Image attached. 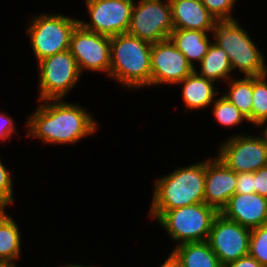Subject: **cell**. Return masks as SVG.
<instances>
[{"mask_svg": "<svg viewBox=\"0 0 267 267\" xmlns=\"http://www.w3.org/2000/svg\"><path fill=\"white\" fill-rule=\"evenodd\" d=\"M63 99L43 100L28 118L27 137L39 138L44 144H73L97 130L90 111Z\"/></svg>", "mask_w": 267, "mask_h": 267, "instance_id": "1", "label": "cell"}, {"mask_svg": "<svg viewBox=\"0 0 267 267\" xmlns=\"http://www.w3.org/2000/svg\"><path fill=\"white\" fill-rule=\"evenodd\" d=\"M151 46L128 33L111 37L109 77L128 89L152 86Z\"/></svg>", "mask_w": 267, "mask_h": 267, "instance_id": "2", "label": "cell"}, {"mask_svg": "<svg viewBox=\"0 0 267 267\" xmlns=\"http://www.w3.org/2000/svg\"><path fill=\"white\" fill-rule=\"evenodd\" d=\"M168 174L155 181L150 212H166L204 202V160Z\"/></svg>", "mask_w": 267, "mask_h": 267, "instance_id": "3", "label": "cell"}, {"mask_svg": "<svg viewBox=\"0 0 267 267\" xmlns=\"http://www.w3.org/2000/svg\"><path fill=\"white\" fill-rule=\"evenodd\" d=\"M212 32L213 42L228 54L232 70L238 69L245 77L267 74L263 55L237 19L217 21Z\"/></svg>", "mask_w": 267, "mask_h": 267, "instance_id": "4", "label": "cell"}, {"mask_svg": "<svg viewBox=\"0 0 267 267\" xmlns=\"http://www.w3.org/2000/svg\"><path fill=\"white\" fill-rule=\"evenodd\" d=\"M219 212L202 202L166 212H149L151 218L168 232L177 246L207 241L215 217ZM179 243V244H178Z\"/></svg>", "mask_w": 267, "mask_h": 267, "instance_id": "5", "label": "cell"}, {"mask_svg": "<svg viewBox=\"0 0 267 267\" xmlns=\"http://www.w3.org/2000/svg\"><path fill=\"white\" fill-rule=\"evenodd\" d=\"M78 24L79 19H71L59 13H42L32 18L26 31L37 62L69 50L71 35Z\"/></svg>", "mask_w": 267, "mask_h": 267, "instance_id": "6", "label": "cell"}, {"mask_svg": "<svg viewBox=\"0 0 267 267\" xmlns=\"http://www.w3.org/2000/svg\"><path fill=\"white\" fill-rule=\"evenodd\" d=\"M39 101L63 99L74 88L80 71L70 50H65L38 61Z\"/></svg>", "mask_w": 267, "mask_h": 267, "instance_id": "7", "label": "cell"}, {"mask_svg": "<svg viewBox=\"0 0 267 267\" xmlns=\"http://www.w3.org/2000/svg\"><path fill=\"white\" fill-rule=\"evenodd\" d=\"M173 30L169 0H139L138 4L134 3L128 34L153 44L169 38Z\"/></svg>", "mask_w": 267, "mask_h": 267, "instance_id": "8", "label": "cell"}, {"mask_svg": "<svg viewBox=\"0 0 267 267\" xmlns=\"http://www.w3.org/2000/svg\"><path fill=\"white\" fill-rule=\"evenodd\" d=\"M220 145L217 157L236 173L255 172L267 165V143L263 136L242 133Z\"/></svg>", "mask_w": 267, "mask_h": 267, "instance_id": "9", "label": "cell"}, {"mask_svg": "<svg viewBox=\"0 0 267 267\" xmlns=\"http://www.w3.org/2000/svg\"><path fill=\"white\" fill-rule=\"evenodd\" d=\"M80 73L90 70L110 74L111 37L85 29L80 23L71 35L70 48Z\"/></svg>", "mask_w": 267, "mask_h": 267, "instance_id": "10", "label": "cell"}, {"mask_svg": "<svg viewBox=\"0 0 267 267\" xmlns=\"http://www.w3.org/2000/svg\"><path fill=\"white\" fill-rule=\"evenodd\" d=\"M90 22L79 20L87 30L113 37L127 33L135 0H85Z\"/></svg>", "mask_w": 267, "mask_h": 267, "instance_id": "11", "label": "cell"}, {"mask_svg": "<svg viewBox=\"0 0 267 267\" xmlns=\"http://www.w3.org/2000/svg\"><path fill=\"white\" fill-rule=\"evenodd\" d=\"M250 236L251 229L219 213L213 221L207 242L224 266L249 255Z\"/></svg>", "mask_w": 267, "mask_h": 267, "instance_id": "12", "label": "cell"}, {"mask_svg": "<svg viewBox=\"0 0 267 267\" xmlns=\"http://www.w3.org/2000/svg\"><path fill=\"white\" fill-rule=\"evenodd\" d=\"M194 70L170 38L152 44V86L161 84L177 85Z\"/></svg>", "mask_w": 267, "mask_h": 267, "instance_id": "13", "label": "cell"}, {"mask_svg": "<svg viewBox=\"0 0 267 267\" xmlns=\"http://www.w3.org/2000/svg\"><path fill=\"white\" fill-rule=\"evenodd\" d=\"M237 173L228 168L217 156L205 160L204 203L219 213L235 194Z\"/></svg>", "mask_w": 267, "mask_h": 267, "instance_id": "14", "label": "cell"}, {"mask_svg": "<svg viewBox=\"0 0 267 267\" xmlns=\"http://www.w3.org/2000/svg\"><path fill=\"white\" fill-rule=\"evenodd\" d=\"M220 213L229 220L253 229L267 224V198L257 193L234 194Z\"/></svg>", "mask_w": 267, "mask_h": 267, "instance_id": "15", "label": "cell"}, {"mask_svg": "<svg viewBox=\"0 0 267 267\" xmlns=\"http://www.w3.org/2000/svg\"><path fill=\"white\" fill-rule=\"evenodd\" d=\"M174 29L212 33L217 20L200 0H169Z\"/></svg>", "mask_w": 267, "mask_h": 267, "instance_id": "16", "label": "cell"}, {"mask_svg": "<svg viewBox=\"0 0 267 267\" xmlns=\"http://www.w3.org/2000/svg\"><path fill=\"white\" fill-rule=\"evenodd\" d=\"M177 84H183L182 96L186 110L207 107L214 102L216 94H220L215 90L214 81L200 76L195 70Z\"/></svg>", "mask_w": 267, "mask_h": 267, "instance_id": "17", "label": "cell"}, {"mask_svg": "<svg viewBox=\"0 0 267 267\" xmlns=\"http://www.w3.org/2000/svg\"><path fill=\"white\" fill-rule=\"evenodd\" d=\"M207 33L197 30L174 29L169 38L183 53L191 67L196 69L193 61L200 64L212 44Z\"/></svg>", "mask_w": 267, "mask_h": 267, "instance_id": "18", "label": "cell"}, {"mask_svg": "<svg viewBox=\"0 0 267 267\" xmlns=\"http://www.w3.org/2000/svg\"><path fill=\"white\" fill-rule=\"evenodd\" d=\"M172 252L183 267H223L207 241L180 244Z\"/></svg>", "mask_w": 267, "mask_h": 267, "instance_id": "19", "label": "cell"}, {"mask_svg": "<svg viewBox=\"0 0 267 267\" xmlns=\"http://www.w3.org/2000/svg\"><path fill=\"white\" fill-rule=\"evenodd\" d=\"M200 71L195 70L200 76L216 81L225 79L229 81L230 73L233 71L228 54L214 42L208 49L207 54L199 64Z\"/></svg>", "mask_w": 267, "mask_h": 267, "instance_id": "20", "label": "cell"}, {"mask_svg": "<svg viewBox=\"0 0 267 267\" xmlns=\"http://www.w3.org/2000/svg\"><path fill=\"white\" fill-rule=\"evenodd\" d=\"M15 220L0 209V261L15 262L20 258L21 236Z\"/></svg>", "mask_w": 267, "mask_h": 267, "instance_id": "21", "label": "cell"}, {"mask_svg": "<svg viewBox=\"0 0 267 267\" xmlns=\"http://www.w3.org/2000/svg\"><path fill=\"white\" fill-rule=\"evenodd\" d=\"M228 83L229 92L223 96L240 110L248 122L252 123L253 77L236 78V80L231 78Z\"/></svg>", "mask_w": 267, "mask_h": 267, "instance_id": "22", "label": "cell"}, {"mask_svg": "<svg viewBox=\"0 0 267 267\" xmlns=\"http://www.w3.org/2000/svg\"><path fill=\"white\" fill-rule=\"evenodd\" d=\"M252 124L267 122V74L253 77Z\"/></svg>", "mask_w": 267, "mask_h": 267, "instance_id": "23", "label": "cell"}, {"mask_svg": "<svg viewBox=\"0 0 267 267\" xmlns=\"http://www.w3.org/2000/svg\"><path fill=\"white\" fill-rule=\"evenodd\" d=\"M213 115L223 127L237 126L244 120L247 121L240 110L223 95L217 100H214Z\"/></svg>", "mask_w": 267, "mask_h": 267, "instance_id": "24", "label": "cell"}, {"mask_svg": "<svg viewBox=\"0 0 267 267\" xmlns=\"http://www.w3.org/2000/svg\"><path fill=\"white\" fill-rule=\"evenodd\" d=\"M249 255L267 267V224L251 229Z\"/></svg>", "mask_w": 267, "mask_h": 267, "instance_id": "25", "label": "cell"}, {"mask_svg": "<svg viewBox=\"0 0 267 267\" xmlns=\"http://www.w3.org/2000/svg\"><path fill=\"white\" fill-rule=\"evenodd\" d=\"M217 21L235 20L231 15L237 0H200Z\"/></svg>", "mask_w": 267, "mask_h": 267, "instance_id": "26", "label": "cell"}, {"mask_svg": "<svg viewBox=\"0 0 267 267\" xmlns=\"http://www.w3.org/2000/svg\"><path fill=\"white\" fill-rule=\"evenodd\" d=\"M13 182L10 170L0 160V209L13 204Z\"/></svg>", "mask_w": 267, "mask_h": 267, "instance_id": "27", "label": "cell"}, {"mask_svg": "<svg viewBox=\"0 0 267 267\" xmlns=\"http://www.w3.org/2000/svg\"><path fill=\"white\" fill-rule=\"evenodd\" d=\"M255 193L254 172L237 173L235 194Z\"/></svg>", "mask_w": 267, "mask_h": 267, "instance_id": "28", "label": "cell"}, {"mask_svg": "<svg viewBox=\"0 0 267 267\" xmlns=\"http://www.w3.org/2000/svg\"><path fill=\"white\" fill-rule=\"evenodd\" d=\"M255 193L267 198V165L254 172Z\"/></svg>", "mask_w": 267, "mask_h": 267, "instance_id": "29", "label": "cell"}, {"mask_svg": "<svg viewBox=\"0 0 267 267\" xmlns=\"http://www.w3.org/2000/svg\"><path fill=\"white\" fill-rule=\"evenodd\" d=\"M13 122L10 116L0 112V140L10 139L11 135L14 134L16 128Z\"/></svg>", "mask_w": 267, "mask_h": 267, "instance_id": "30", "label": "cell"}, {"mask_svg": "<svg viewBox=\"0 0 267 267\" xmlns=\"http://www.w3.org/2000/svg\"><path fill=\"white\" fill-rule=\"evenodd\" d=\"M223 267H263L256 259L247 255L245 257H241L236 261L229 262L225 264Z\"/></svg>", "mask_w": 267, "mask_h": 267, "instance_id": "31", "label": "cell"}, {"mask_svg": "<svg viewBox=\"0 0 267 267\" xmlns=\"http://www.w3.org/2000/svg\"><path fill=\"white\" fill-rule=\"evenodd\" d=\"M159 267H183L179 259L172 252L169 254L168 258Z\"/></svg>", "mask_w": 267, "mask_h": 267, "instance_id": "32", "label": "cell"}, {"mask_svg": "<svg viewBox=\"0 0 267 267\" xmlns=\"http://www.w3.org/2000/svg\"><path fill=\"white\" fill-rule=\"evenodd\" d=\"M266 124H267L266 122H262V123L258 126V128H259V127H264V125L266 126V127H264V130L262 131V136H263L265 142L267 143V125H266Z\"/></svg>", "mask_w": 267, "mask_h": 267, "instance_id": "33", "label": "cell"}, {"mask_svg": "<svg viewBox=\"0 0 267 267\" xmlns=\"http://www.w3.org/2000/svg\"><path fill=\"white\" fill-rule=\"evenodd\" d=\"M15 262L0 261V267H16Z\"/></svg>", "mask_w": 267, "mask_h": 267, "instance_id": "34", "label": "cell"}, {"mask_svg": "<svg viewBox=\"0 0 267 267\" xmlns=\"http://www.w3.org/2000/svg\"><path fill=\"white\" fill-rule=\"evenodd\" d=\"M62 267H95V266H92V265L85 266V265H78V264H73L72 263V265L71 264H67V265H64Z\"/></svg>", "mask_w": 267, "mask_h": 267, "instance_id": "35", "label": "cell"}]
</instances>
